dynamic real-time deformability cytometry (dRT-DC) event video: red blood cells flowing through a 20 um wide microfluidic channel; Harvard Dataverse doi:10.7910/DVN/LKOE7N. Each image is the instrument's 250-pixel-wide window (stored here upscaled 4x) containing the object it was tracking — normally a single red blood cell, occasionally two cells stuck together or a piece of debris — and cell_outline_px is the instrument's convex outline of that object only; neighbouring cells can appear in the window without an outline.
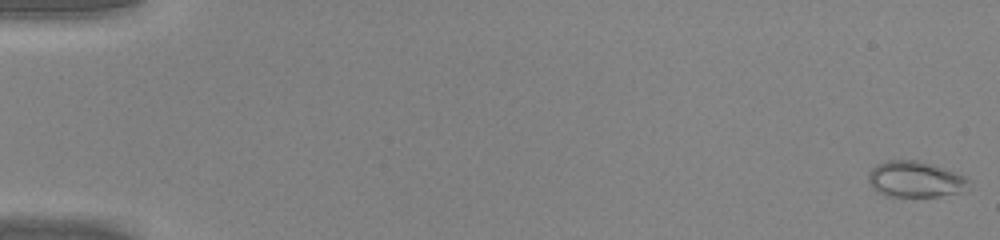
{"species": "common noctule bat (a hibernating species)", "species_latin": "Nyctalus noctula", "temperature_condition": "warm", "stored_images_in_passage": 49, "camera_frame_rate_fps": 3000, "um_per_image_px": 0.085, "animal": {"sex": "male", "body_mass_g": 20.0, "forearm_length_mm": 53.3}, "frame": {"image": 1, "passage_image": 1, "time_ms": 0.0, "image_size_px": [1000, 240], "cell_outline_px": [[972, 188], [968, 192], [936, 196], [884, 196], [876, 192], [868, 184], [868, 172], [876, 164], [888, 160], [916, 160], [932, 164], [964, 176], [968, 180]], "centroid_in_image_um": [77.8, 15.26], "position_along_channel_um": 7.2, "area_um2": 21.44}}
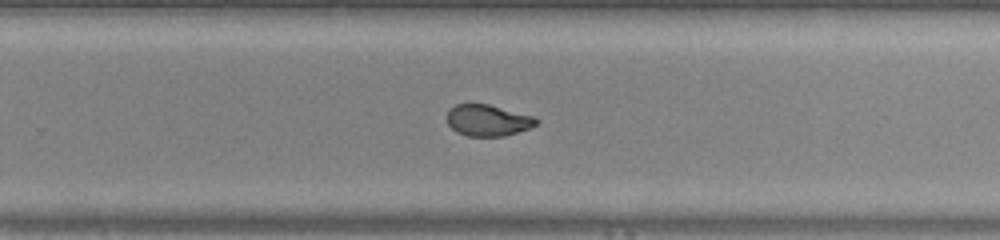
{"frame": {"image": 2, "passage_image": 33, "time_ms": 10.667, "image_size_px": [1000, 240], "cell_outline_px": [[540, 120], [532, 128], [504, 136], [468, 136], [456, 132], [448, 124], [448, 108], [456, 104], [488, 104], [532, 116]], "centroid_in_image_um": [41.47, 10.23], "position_along_channel_um": 288.3, "area_um2": 16.3}}
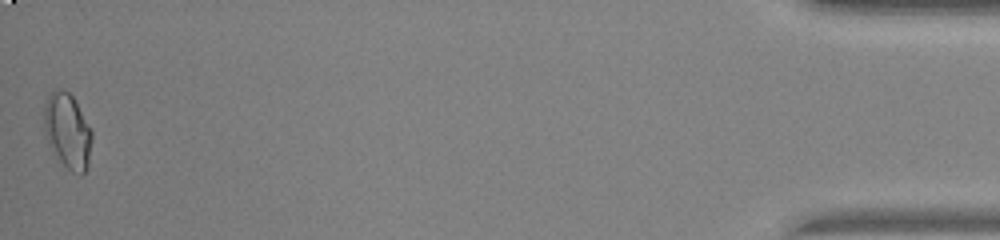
{"frame": {"image": 3, "passage_image": 49, "time_ms": 16.0, "image_size_px": [1000, 240], "cell_outline_px": [[92, 140], [88, 168], [80, 176], [72, 172], [52, 152], [44, 136], [44, 104], [48, 96], [52, 92], [60, 88], [68, 92], [72, 96], [92, 128]], "centroid_in_image_um": [5.75, 11.16], "position_along_channel_um": 429.5, "area_um2": 21.27}}